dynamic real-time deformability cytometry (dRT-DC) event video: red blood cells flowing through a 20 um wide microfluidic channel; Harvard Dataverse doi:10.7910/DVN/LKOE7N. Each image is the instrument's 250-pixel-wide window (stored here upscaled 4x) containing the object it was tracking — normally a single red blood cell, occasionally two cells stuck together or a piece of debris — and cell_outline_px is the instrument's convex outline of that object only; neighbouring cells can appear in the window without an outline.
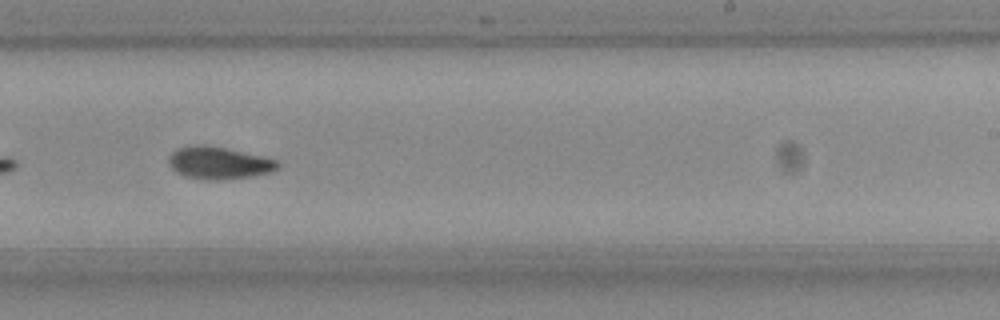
{"species": "Egyptian fruit bat (a non-hibernating species)", "species_latin": "Rousettus aegyptiacus", "temperature_condition": "room temperature", "stored_images_in_passage": 40, "camera_frame_rate_fps": 3000, "um_per_image_px": 0.085, "frame": {"image": 1, "passage_image": 18, "time_ms": 5.667, "image_size_px": [1000, 320], "cell_outline_px": [[280, 168], [272, 172], [248, 176], [208, 180], [184, 176], [176, 172], [168, 164], [168, 160], [172, 152], [176, 148], [196, 144], [224, 148], [260, 156], [276, 160], [280, 164]], "centroid_in_image_um": [18.56, 13.84], "position_along_channel_um": 270.4, "area_um2": 20.11}, "authors_computed_cell_mechanics": {"area_um2": 19.8832, "velocity_mm_per_s": 3.7509, "shape_relaxation_time_tau1_ms": 6.3418, "shape_relaxation_time_tau2_ms": 2.4466, "deformation_change_tau1": 0.1836, "deformation_change_tau2": 0.075}}